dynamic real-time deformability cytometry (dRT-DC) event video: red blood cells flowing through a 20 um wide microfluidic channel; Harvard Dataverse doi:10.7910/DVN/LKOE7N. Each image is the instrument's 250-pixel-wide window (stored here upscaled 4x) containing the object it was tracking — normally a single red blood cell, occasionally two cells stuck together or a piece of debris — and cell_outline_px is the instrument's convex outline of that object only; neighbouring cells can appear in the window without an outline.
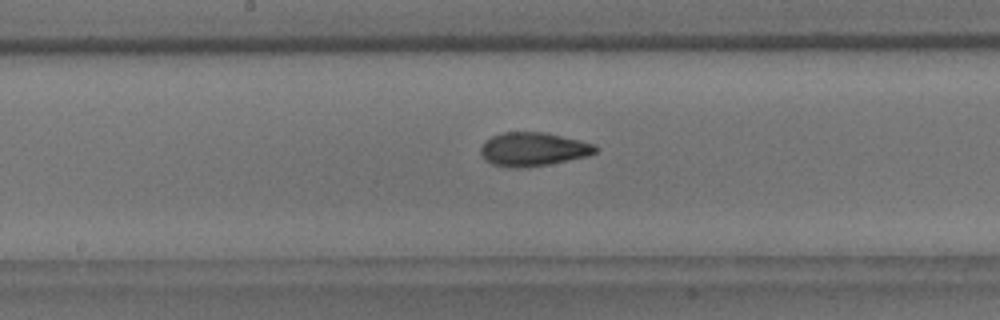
{"species": "common noctule bat (a hibernating species)", "species_latin": "Nyctalus noctula", "temperature_condition": "room temperature", "stored_images_in_passage": 33, "camera_frame_rate_fps": 3000, "um_per_image_px": 0.085, "animal": {"sex": "male", "body_mass_g": 18.8}, "frame": {"image": 1, "passage_image": 15, "time_ms": 4.667, "image_size_px": [1000, 320], "cell_outline_px": [[596, 152], [588, 156], [528, 168], [512, 168], [492, 164], [484, 160], [480, 152], [480, 148], [484, 140], [500, 132], [544, 132], [580, 140], [596, 144]], "centroid_in_image_um": [45.28, 12.69], "position_along_channel_um": 202.9, "area_um2": 22.77}}
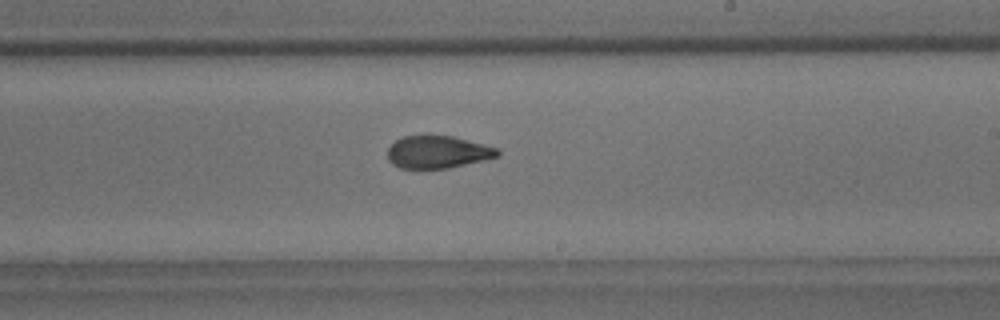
{"frame": {"image": 2, "passage_image": 19, "time_ms": 6.0, "image_size_px": [1000, 320], "cell_outline_px": [[500, 156], [484, 160], [448, 168], [400, 168], [392, 164], [388, 160], [388, 148], [396, 140], [404, 136], [424, 132], [452, 136], [484, 144], [496, 148], [500, 152]], "centroid_in_image_um": [37.17, 12.88], "position_along_channel_um": 251.8, "area_um2": 21.33}}
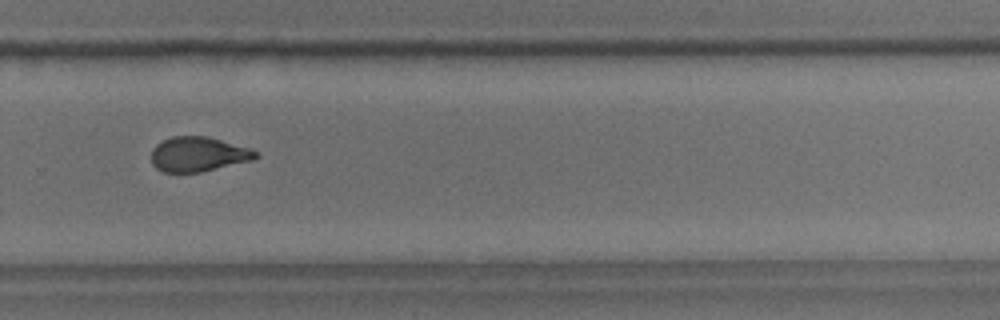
{"frame": {"image": 3, "passage_image": 24, "time_ms": 7.667, "image_size_px": [1000, 320], "cell_outline_px": [[260, 156], [252, 160], [200, 172], [164, 172], [156, 168], [152, 164], [152, 148], [156, 144], [172, 136], [208, 136], [248, 148], [256, 152]], "centroid_in_image_um": [16.82, 13.11], "position_along_channel_um": 313.0, "area_um2": 20.92}, "authors_computed_cell_mechanics": {"area_um2": 21.964, "velocity_mm_per_s": 3.6887, "shape_relaxation_time_tau1_ms": 6.1353, "shape_relaxation_time_tau2_ms": 1.9232, "deformation_change_tau1": 0.183, "deformation_change_tau2": 0.0885}}